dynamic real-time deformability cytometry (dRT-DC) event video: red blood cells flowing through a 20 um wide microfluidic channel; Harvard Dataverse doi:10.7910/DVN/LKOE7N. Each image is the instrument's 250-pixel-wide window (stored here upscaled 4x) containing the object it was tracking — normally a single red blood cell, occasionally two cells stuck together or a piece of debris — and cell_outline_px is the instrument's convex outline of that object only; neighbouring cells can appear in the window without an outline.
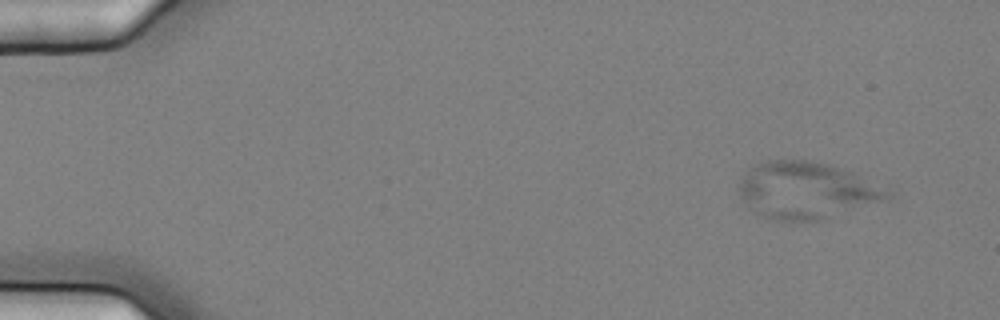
{"species": "common noctule bat (a hibernating species)", "species_latin": "Nyctalus noctula", "temperature_condition": "cold", "stored_images_in_passage": 5, "camera_frame_rate_fps": 3000, "um_per_image_px": 0.085, "animal": {"sex": "female", "body_mass_g": 25.1}, "frame": {"image": 1, "passage_image": 2, "time_ms": 0.333, "image_size_px": [1000, 320], "cell_outline_px": [[896, 192], [888, 200], [816, 220], [776, 220], [764, 216], [748, 208], [740, 196], [736, 188], [740, 180], [748, 168], [756, 164], [768, 160], [812, 160], [828, 164], [856, 172], [888, 184]], "centroid_in_image_um": [68.65, 16.14], "position_along_channel_um": 16.3, "area_um2": 50.17}}
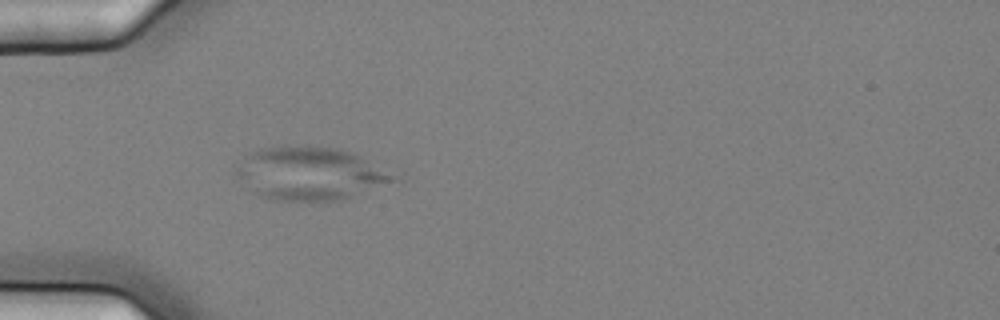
{"frame": {"image": 2, "passage_image": 5, "time_ms": 1.333, "image_size_px": [1000, 320], "cell_outline_px": [[404, 172], [400, 180], [340, 200], [272, 200], [260, 196], [236, 172], [236, 168], [248, 152], [260, 148], [284, 144], [340, 148], [352, 152]], "centroid_in_image_um": [26.56, 14.7], "position_along_channel_um": 58.4, "area_um2": 49.65}}